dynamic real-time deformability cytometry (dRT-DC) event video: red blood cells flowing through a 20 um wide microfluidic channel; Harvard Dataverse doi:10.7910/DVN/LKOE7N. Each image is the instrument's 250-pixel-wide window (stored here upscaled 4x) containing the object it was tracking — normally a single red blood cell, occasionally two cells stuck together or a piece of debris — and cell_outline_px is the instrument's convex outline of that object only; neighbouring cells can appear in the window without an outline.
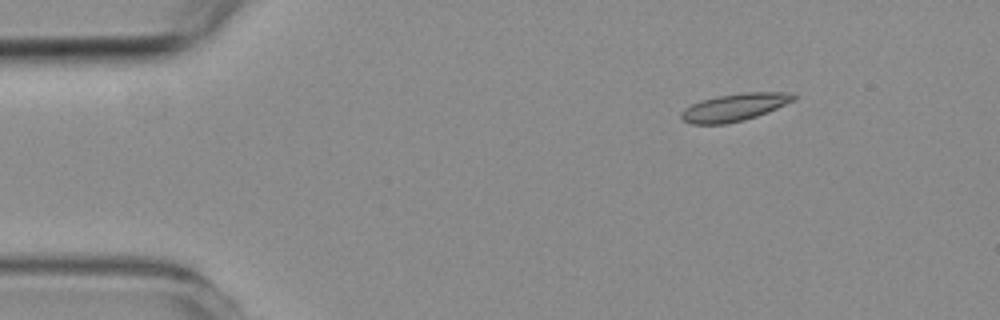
{"species": "common noctule bat (a hibernating species)", "species_latin": "Nyctalus noctula", "temperature_condition": "room temperature", "stored_images_in_passage": 3, "camera_frame_rate_fps": 3000, "um_per_image_px": 0.085, "animal": {"sex": "female", "body_mass_g": 19.3, "forearm_length_mm": 54.1}, "frame": {"image": 1, "passage_image": 1, "time_ms": 0.0, "image_size_px": [1000, 320], "cell_outline_px": [[796, 96], [792, 100], [776, 108], [756, 116], [744, 120], [724, 124], [692, 124], [684, 120], [680, 116], [680, 112], [684, 108], [700, 100], [716, 96], [744, 92], [792, 92]], "centroid_in_image_um": [62.38, 9.11], "position_along_channel_um": 22.6, "area_um2": 17.86}}